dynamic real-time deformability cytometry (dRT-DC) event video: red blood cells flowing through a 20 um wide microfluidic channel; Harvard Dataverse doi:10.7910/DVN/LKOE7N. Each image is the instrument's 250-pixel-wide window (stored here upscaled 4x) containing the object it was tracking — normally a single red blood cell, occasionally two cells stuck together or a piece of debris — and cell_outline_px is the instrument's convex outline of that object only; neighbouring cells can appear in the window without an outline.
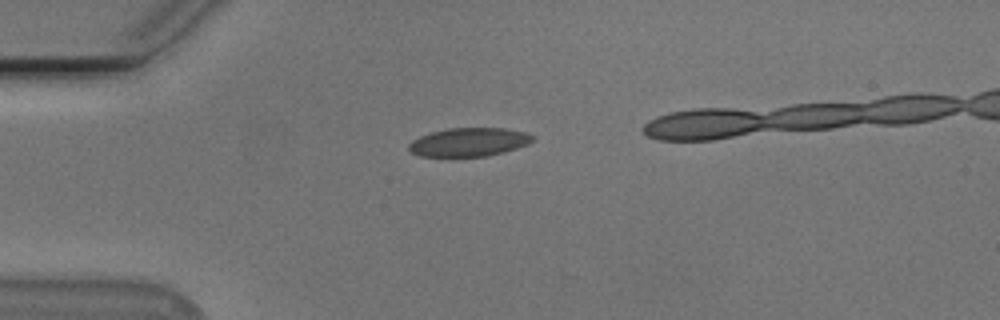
{"species": "Egyptian fruit bat (a non-hibernating species)", "species_latin": "Rousettus aegyptiacus", "temperature_condition": "cold", "stored_images_in_passage": 34, "camera_frame_rate_fps": 3000, "um_per_image_px": 0.085, "animal": {"sex": "male"}, "frame": {"image": 1, "passage_image": 1, "time_ms": 0.0, "image_size_px": [1000, 320], "cell_outline_px": [[536, 140], [528, 144], [504, 152], [488, 156], [420, 156], [412, 152], [408, 148], [408, 144], [412, 140], [420, 136], [432, 132], [448, 128], [504, 128], [524, 132], [536, 136]], "centroid_in_image_um": [39.89, 12.07], "position_along_channel_um": 45.1, "area_um2": 20.63}}
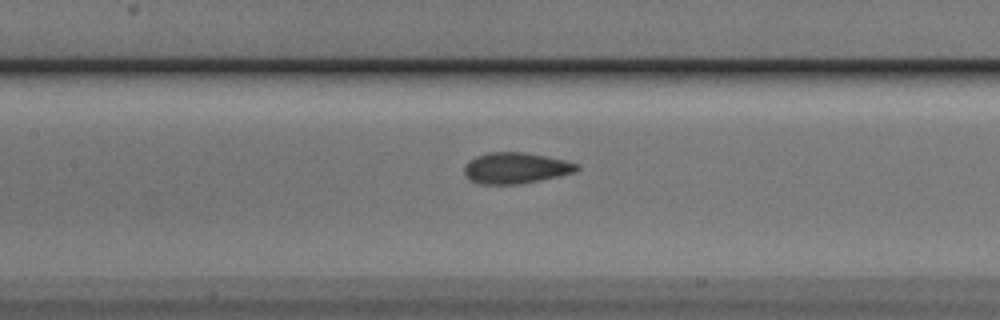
{"frame": {"image": 2, "passage_image": 12, "time_ms": 3.667, "image_size_px": [1000, 320], "cell_outline_px": [[580, 168], [576, 172], [540, 180], [516, 184], [480, 184], [468, 180], [464, 176], [464, 164], [468, 160], [476, 156], [488, 152], [524, 152], [564, 160], [576, 164]], "centroid_in_image_um": [43.76, 14.28], "position_along_channel_um": 163.6, "area_um2": 20.4}}
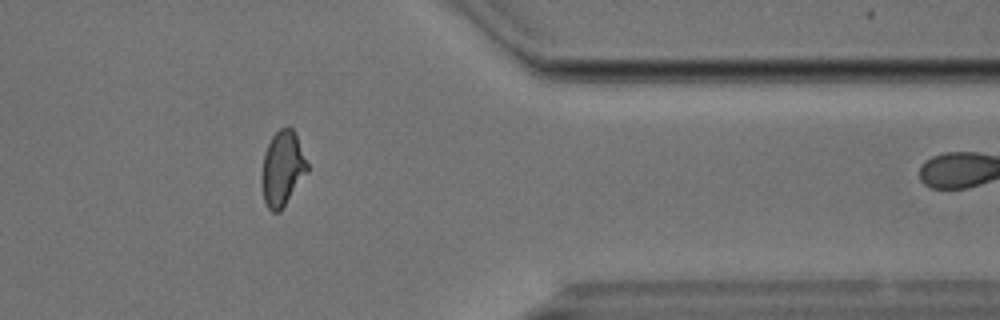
{"frame": {"image": 3, "passage_image": 31, "time_ms": 10.0, "image_size_px": [1000, 320], "cell_outline_px": [[308, 172], [280, 212], [272, 212], [268, 208], [264, 200], [260, 180], [260, 176], [264, 152], [272, 136], [280, 128], [288, 124], [292, 128], [296, 136], [308, 164]], "centroid_in_image_um": [23.98, 14.33], "position_along_channel_um": 387.4, "area_um2": 20.11}, "authors_computed_cell_mechanics": {"area_um2": 20.3456, "velocity_mm_per_s": 3.7862, "shape_relaxation_time_tau1_ms": 7.257, "shape_relaxation_time_tau2_ms": 0.5603, "deformation_change_tau1": 0.1709, "deformation_change_tau2": 0.0434}}